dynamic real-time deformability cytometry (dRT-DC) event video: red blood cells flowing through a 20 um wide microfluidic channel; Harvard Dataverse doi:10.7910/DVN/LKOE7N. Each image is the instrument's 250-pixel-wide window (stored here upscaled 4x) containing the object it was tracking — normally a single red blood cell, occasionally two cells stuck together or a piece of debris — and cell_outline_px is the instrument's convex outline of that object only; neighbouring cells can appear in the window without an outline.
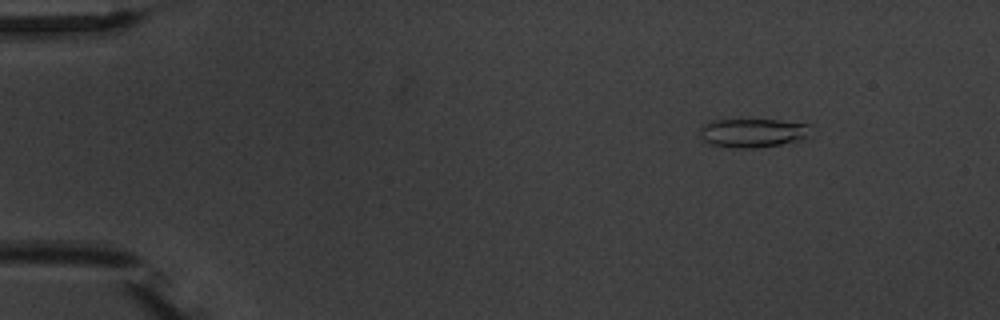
{"species": "common noctule bat (a hibernating species)", "species_latin": "Nyctalus noctula", "temperature_condition": "warm", "stored_images_in_passage": 4, "camera_frame_rate_fps": 3000, "um_per_image_px": 0.085, "animal": {"sex": "male", "body_mass_g": 20.1, "forearm_length_mm": 53.5}, "frame": {"image": 1, "passage_image": 2, "time_ms": 1.333, "image_size_px": [1000, 320], "cell_outline_px": [[812, 124], [808, 136], [800, 140], [780, 144], [756, 148], [732, 148], [712, 144], [704, 140], [700, 136], [700, 128], [708, 120], [780, 120]], "centroid_in_image_um": [64.0, 11.29], "position_along_channel_um": 21.0, "area_um2": 18.73}}
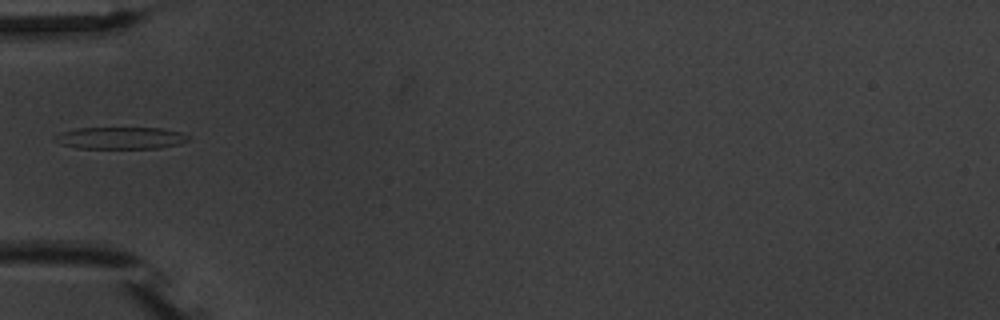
{"frame": {"image": 2, "passage_image": 4, "time_ms": 5.333, "image_size_px": [1000, 320], "cell_outline_px": [[192, 136], [188, 140], [180, 144], [160, 148], [76, 148], [60, 144], [52, 140], [56, 136], [64, 132], [76, 128], [160, 128], [180, 132]], "centroid_in_image_um": [10.28, 11.73], "position_along_channel_um": 74.7, "area_um2": 17.11}}